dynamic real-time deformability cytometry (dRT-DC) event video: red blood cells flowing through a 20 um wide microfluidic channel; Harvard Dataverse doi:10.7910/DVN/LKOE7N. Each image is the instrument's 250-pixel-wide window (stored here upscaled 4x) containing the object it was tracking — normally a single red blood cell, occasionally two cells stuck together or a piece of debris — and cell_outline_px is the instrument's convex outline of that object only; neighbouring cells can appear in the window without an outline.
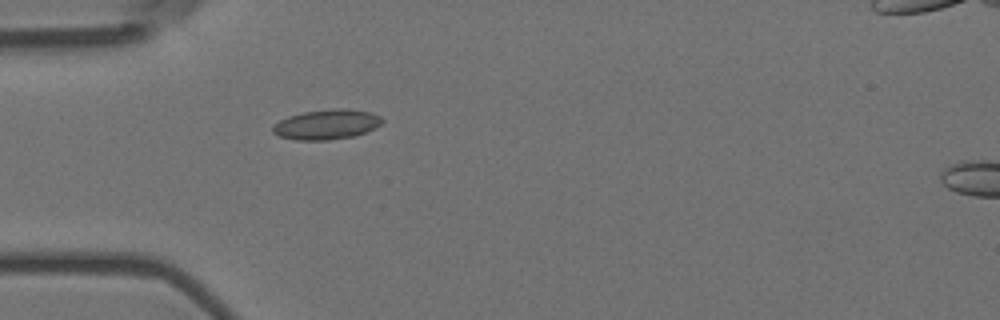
{"species": "Egyptian fruit bat (a non-hibernating species)", "species_latin": "Rousettus aegyptiacus", "temperature_condition": "room temperature", "stored_images_in_passage": 6, "camera_frame_rate_fps": 3000, "um_per_image_px": 0.085, "animal": {"sex": "female"}, "frame": {"image": 1, "passage_image": 5, "time_ms": 1.333, "image_size_px": [1000, 320], "cell_outline_px": [[384, 120], [380, 124], [364, 132], [352, 136], [328, 140], [296, 140], [280, 136], [272, 132], [272, 124], [288, 116], [304, 112], [332, 108], [344, 108], [372, 112], [380, 116]], "centroid_in_image_um": [27.73, 10.56], "position_along_channel_um": 57.3, "area_um2": 19.02}}